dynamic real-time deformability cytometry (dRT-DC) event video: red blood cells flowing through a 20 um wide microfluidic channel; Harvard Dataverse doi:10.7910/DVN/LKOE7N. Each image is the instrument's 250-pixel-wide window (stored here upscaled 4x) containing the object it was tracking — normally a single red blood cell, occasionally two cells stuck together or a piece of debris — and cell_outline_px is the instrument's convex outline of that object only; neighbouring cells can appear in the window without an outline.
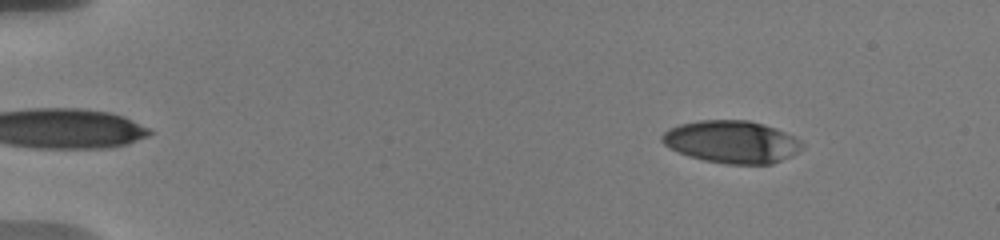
{"species": "human", "species_latin": "Homo sapiens", "temperature_condition": "warm", "stored_images_in_passage": 51, "camera_frame_rate_fps": 3000, "um_per_image_px": 0.085, "donor": {"sex": "male"}, "frame": {"image": 1, "passage_image": 1, "time_ms": 0.0, "image_size_px": [1000, 240], "cell_outline_px": [[804, 148], [792, 156], [772, 164], [724, 164], [704, 160], [688, 156], [668, 148], [660, 140], [660, 136], [668, 128], [680, 124], [700, 120], [748, 120], [764, 124], [776, 128], [800, 140], [804, 144]], "centroid_in_image_um": [62.19, 12.06], "position_along_channel_um": 22.8, "area_um2": 34.97}}
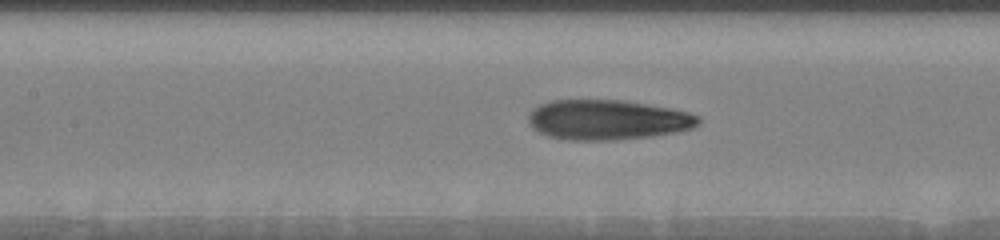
{"frame": {"image": 2, "passage_image": 20, "time_ms": 6.667, "image_size_px": [1000, 240], "cell_outline_px": [[700, 124], [692, 128], [676, 132], [652, 136], [608, 140], [572, 140], [548, 136], [532, 128], [528, 120], [528, 116], [532, 108], [540, 104], [552, 100], [624, 100], [672, 108], [688, 112], [700, 116]], "centroid_in_image_um": [51.65, 10.17], "position_along_channel_um": 155.7, "area_um2": 39.71}}
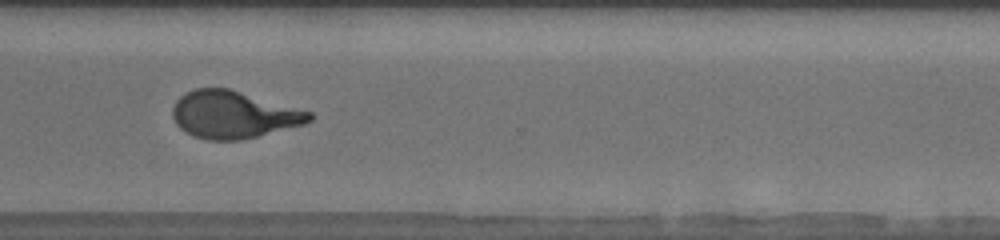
{"frame": {"image": 3, "passage_image": 37, "time_ms": 12.0, "image_size_px": [1000, 240], "cell_outline_px": [[316, 116], [312, 120], [304, 124], [240, 140], [208, 140], [196, 136], [180, 128], [176, 124], [172, 116], [172, 108], [176, 100], [180, 96], [196, 88], [228, 88], [312, 112]], "centroid_in_image_um": [19.85, 9.74], "position_along_channel_um": 350.8, "area_um2": 37.4}, "authors_computed_cell_mechanics": {"area_um2": 37.6278, "velocity_mm_per_s": 3.6599, "shape_relaxation_time_tau1_ms": 3.9329, "shape_relaxation_time_tau2_ms": 1.2827, "deformation_change_tau1": 0.2212, "deformation_change_tau2": 0.095}}